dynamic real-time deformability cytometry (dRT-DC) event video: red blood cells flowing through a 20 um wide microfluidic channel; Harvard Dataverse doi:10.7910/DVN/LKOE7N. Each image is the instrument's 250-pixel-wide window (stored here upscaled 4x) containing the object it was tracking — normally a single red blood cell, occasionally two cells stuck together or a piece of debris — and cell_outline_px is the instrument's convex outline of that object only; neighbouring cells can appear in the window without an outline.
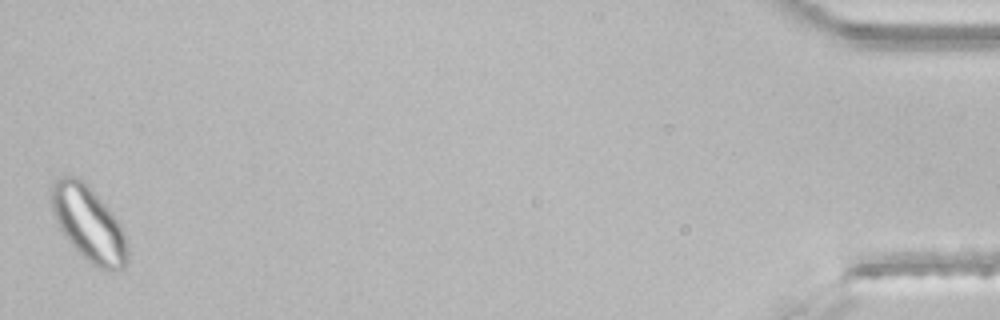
{"species": "common noctule bat (a hibernating species)", "species_latin": "Nyctalus noctula", "temperature_condition": "room temperature", "stored_images_in_passage": 45, "segment_of_instrument_passage": [2, 2], "camera_frame_rate_fps": 3000, "um_per_image_px": 0.085, "animal": {"sex": "male", "body_mass_g": 21.5, "forearm_length_mm": 52.0}, "frame": {"image": 1, "passage_image": 45, "time_ms": 14.667, "image_size_px": [1000, 320], "cell_outline_px": [[128, 260], [124, 268], [120, 272], [108, 272], [92, 264], [64, 236], [56, 220], [52, 208], [52, 184], [56, 176], [72, 176], [80, 180], [112, 212], [120, 224], [124, 232], [128, 252]], "centroid_in_image_um": [7.57, 19.08], "position_along_channel_um": 427.6, "area_um2": 32.6}}